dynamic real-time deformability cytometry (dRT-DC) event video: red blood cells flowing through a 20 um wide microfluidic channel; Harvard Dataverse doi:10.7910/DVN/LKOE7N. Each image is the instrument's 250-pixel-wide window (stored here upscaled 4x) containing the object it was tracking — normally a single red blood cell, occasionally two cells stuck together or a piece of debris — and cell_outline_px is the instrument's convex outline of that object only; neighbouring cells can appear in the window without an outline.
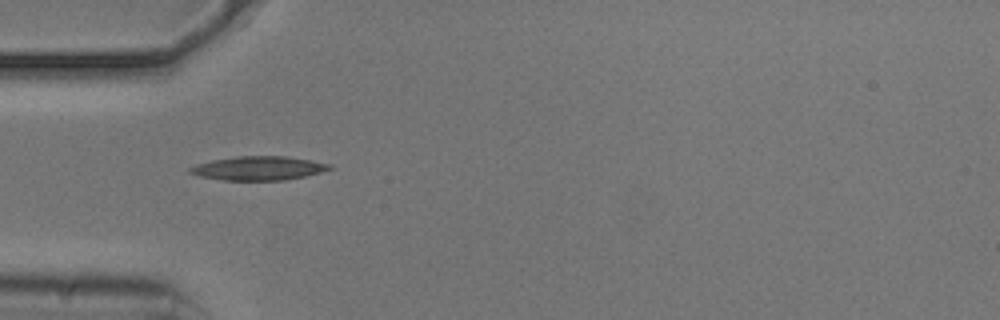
{"species": "common noctule bat (a hibernating species)", "species_latin": "Nyctalus noctula", "temperature_condition": "cold", "stored_images_in_passage": 38, "camera_frame_rate_fps": 3000, "um_per_image_px": 0.085, "animal": {"sex": "male", "body_mass_g": 20.5, "forearm_length_mm": 52.5}, "frame": {"image": 1, "passage_image": 1, "time_ms": 0.0, "image_size_px": [1000, 320], "cell_outline_px": [[332, 168], [320, 172], [304, 176], [284, 180], [224, 180], [200, 176], [188, 172], [188, 168], [196, 164], [212, 160], [236, 156], [288, 156], [332, 164]], "centroid_in_image_um": [21.96, 14.29], "position_along_channel_um": 63.0, "area_um2": 19.36}}
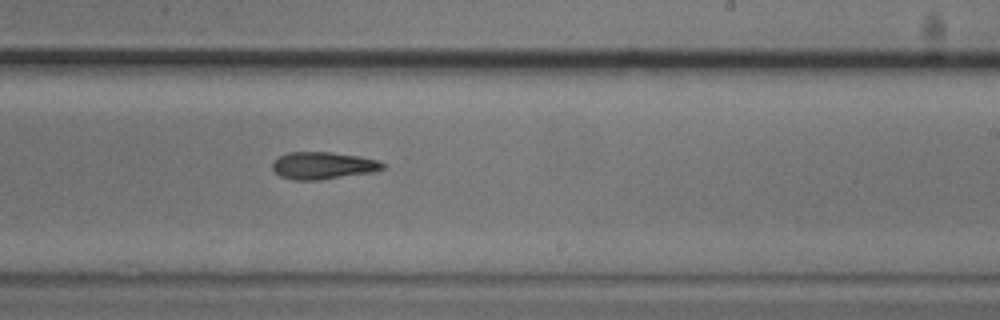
{"frame": {"image": 2, "passage_image": 17, "time_ms": 5.333, "image_size_px": [1000, 320], "cell_outline_px": [[388, 164], [384, 168], [372, 172], [320, 180], [292, 180], [280, 176], [272, 168], [272, 164], [280, 156], [288, 152], [332, 152], [360, 156], [380, 160]], "centroid_in_image_um": [27.5, 14.07], "position_along_channel_um": 261.5, "area_um2": 17.63}}
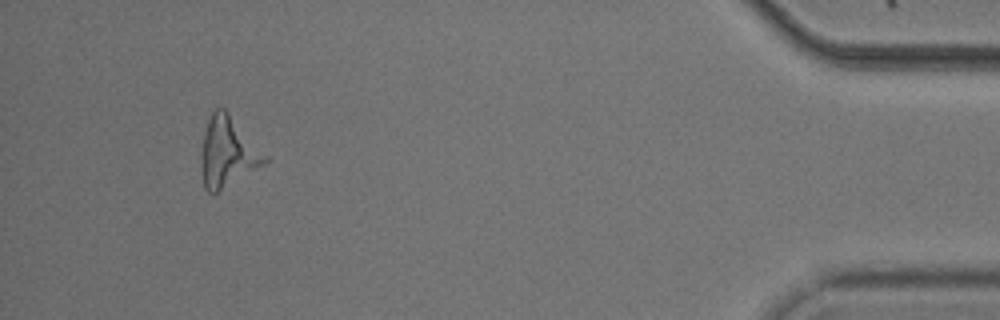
{"frame": {"image": 3, "passage_image": 35, "time_ms": 11.333, "image_size_px": [1000, 320], "cell_outline_px": [[268, 160], [264, 164], [212, 196], [204, 188], [200, 168], [200, 152], [204, 132], [208, 120], [212, 112], [216, 108], [224, 108], [228, 112], [268, 156]], "centroid_in_image_um": [19.31, 12.96], "position_along_channel_um": 415.9, "area_um2": 26.13}, "authors_computed_cell_mechanics": {"area_um2": 18.8717, "velocity_mm_per_s": 3.718, "shape_relaxation_time_tau1_ms": 4.3858, "shape_relaxation_time_tau2_ms": null, "deformation_change_tau1": 0.1402, "deformation_change_tau2": null}}